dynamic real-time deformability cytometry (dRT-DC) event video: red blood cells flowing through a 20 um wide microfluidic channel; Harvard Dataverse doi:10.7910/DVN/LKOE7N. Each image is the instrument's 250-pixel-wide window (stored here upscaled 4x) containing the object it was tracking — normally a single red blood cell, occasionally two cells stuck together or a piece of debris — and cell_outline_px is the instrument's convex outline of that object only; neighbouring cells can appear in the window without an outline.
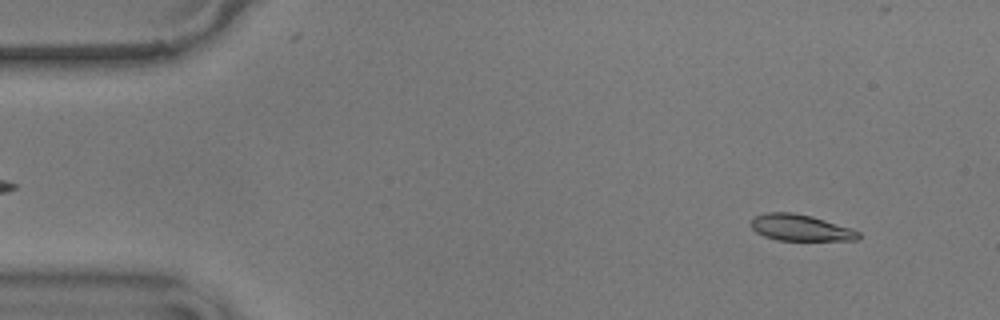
{"species": "common noctule bat (a hibernating species)", "species_latin": "Nyctalus noctula", "temperature_condition": "warm", "stored_images_in_passage": 48, "camera_frame_rate_fps": 3000, "um_per_image_px": 0.085, "animal": {"sex": "male", "body_mass_g": 17.9}, "frame": {"image": 1, "passage_image": 5, "time_ms": 1.333, "image_size_px": [1000, 320], "cell_outline_px": [[860, 236], [856, 240], [776, 240], [764, 236], [756, 232], [752, 228], [752, 216], [764, 212], [792, 212], [812, 216], [852, 228], [860, 232]], "centroid_in_image_um": [68.02, 19.34], "position_along_channel_um": 17.0, "area_um2": 16.59}}
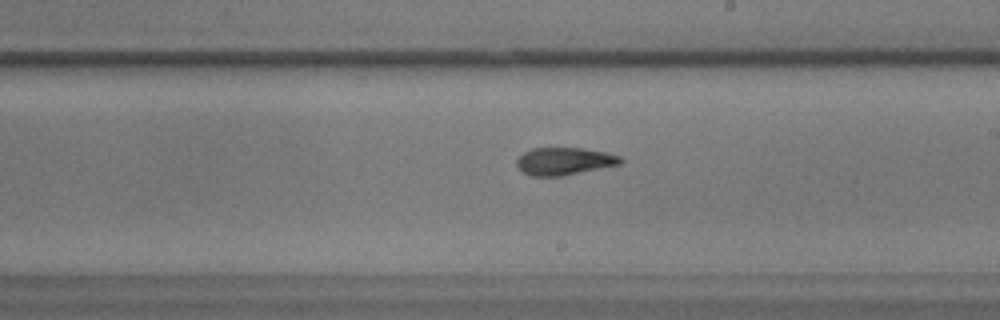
{"frame": {"image": 2, "passage_image": 24, "time_ms": 7.667, "image_size_px": [1000, 320], "cell_outline_px": [[624, 160], [620, 164], [564, 176], [532, 176], [524, 172], [516, 164], [516, 160], [524, 152], [532, 148], [580, 148], [604, 152], [620, 156]], "centroid_in_image_um": [47.97, 13.71], "position_along_channel_um": 241.0, "area_um2": 16.53}}
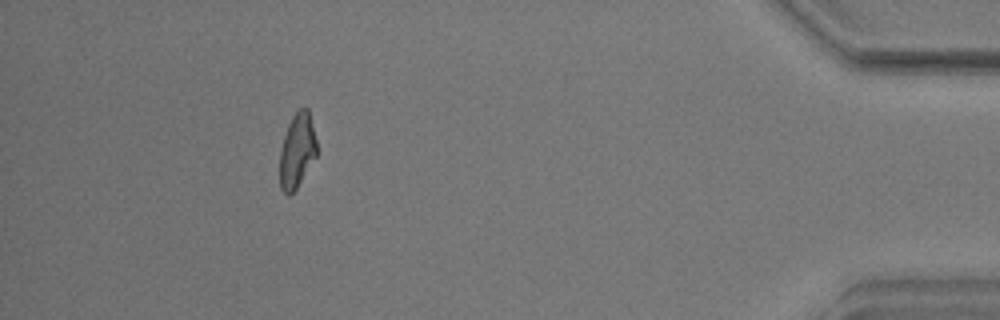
{"frame": {"image": 3, "passage_image": 43, "time_ms": 14.0, "image_size_px": [1000, 320], "cell_outline_px": [[316, 156], [296, 188], [288, 196], [280, 188], [280, 148], [288, 124], [292, 116], [300, 108], [308, 108], [316, 140]], "centroid_in_image_um": [25.23, 12.8], "position_along_channel_um": 410.0, "area_um2": 15.84}, "authors_computed_cell_mechanics": {"area_um2": 16.5597, "velocity_mm_per_s": 3.5822, "shape_relaxation_time_tau1_ms": 6.0705, "shape_relaxation_time_tau2_ms": 2.8303, "deformation_change_tau1": 0.2319, "deformation_change_tau2": 0.1131}}